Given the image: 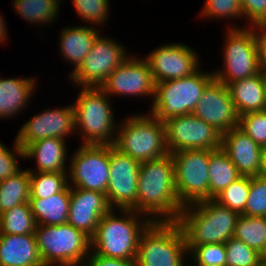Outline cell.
<instances>
[{"label": "cell", "mask_w": 266, "mask_h": 266, "mask_svg": "<svg viewBox=\"0 0 266 266\" xmlns=\"http://www.w3.org/2000/svg\"><path fill=\"white\" fill-rule=\"evenodd\" d=\"M137 189L138 213L144 217L147 213L155 214L160 216V220L155 217L158 221H178L184 206L178 200L175 165L170 153L158 159L141 162Z\"/></svg>", "instance_id": "obj_1"}, {"label": "cell", "mask_w": 266, "mask_h": 266, "mask_svg": "<svg viewBox=\"0 0 266 266\" xmlns=\"http://www.w3.org/2000/svg\"><path fill=\"white\" fill-rule=\"evenodd\" d=\"M239 216L214 199L185 205L177 222L184 232L188 252L196 245L225 244L233 237Z\"/></svg>", "instance_id": "obj_2"}, {"label": "cell", "mask_w": 266, "mask_h": 266, "mask_svg": "<svg viewBox=\"0 0 266 266\" xmlns=\"http://www.w3.org/2000/svg\"><path fill=\"white\" fill-rule=\"evenodd\" d=\"M113 211L111 209L100 219L96 232L91 238L93 247L91 250L94 249L92 253L108 258L135 261L142 233L153 221L158 220L146 217L142 223L137 220V215L142 214L135 210H120V213H125L123 217H118Z\"/></svg>", "instance_id": "obj_3"}, {"label": "cell", "mask_w": 266, "mask_h": 266, "mask_svg": "<svg viewBox=\"0 0 266 266\" xmlns=\"http://www.w3.org/2000/svg\"><path fill=\"white\" fill-rule=\"evenodd\" d=\"M189 253L186 238L177 221H153L142 233L136 266H184Z\"/></svg>", "instance_id": "obj_4"}, {"label": "cell", "mask_w": 266, "mask_h": 266, "mask_svg": "<svg viewBox=\"0 0 266 266\" xmlns=\"http://www.w3.org/2000/svg\"><path fill=\"white\" fill-rule=\"evenodd\" d=\"M117 127L113 146L131 158L144 162L169 154L165 125L151 113L134 115Z\"/></svg>", "instance_id": "obj_5"}, {"label": "cell", "mask_w": 266, "mask_h": 266, "mask_svg": "<svg viewBox=\"0 0 266 266\" xmlns=\"http://www.w3.org/2000/svg\"><path fill=\"white\" fill-rule=\"evenodd\" d=\"M81 90L73 108L75 128L83 131V144L113 145L116 138L113 132L117 129L109 95L101 87H83Z\"/></svg>", "instance_id": "obj_6"}, {"label": "cell", "mask_w": 266, "mask_h": 266, "mask_svg": "<svg viewBox=\"0 0 266 266\" xmlns=\"http://www.w3.org/2000/svg\"><path fill=\"white\" fill-rule=\"evenodd\" d=\"M35 236L44 266H81L91 250V239L68 223L38 225Z\"/></svg>", "instance_id": "obj_7"}, {"label": "cell", "mask_w": 266, "mask_h": 266, "mask_svg": "<svg viewBox=\"0 0 266 266\" xmlns=\"http://www.w3.org/2000/svg\"><path fill=\"white\" fill-rule=\"evenodd\" d=\"M214 78L212 73L197 70L188 77L156 83L151 114L160 122L194 112L207 84Z\"/></svg>", "instance_id": "obj_8"}, {"label": "cell", "mask_w": 266, "mask_h": 266, "mask_svg": "<svg viewBox=\"0 0 266 266\" xmlns=\"http://www.w3.org/2000/svg\"><path fill=\"white\" fill-rule=\"evenodd\" d=\"M251 28V29H250ZM229 28L224 47V70L213 73L225 85L260 73V35L265 30L256 27ZM257 31V32H256ZM259 33V34H258Z\"/></svg>", "instance_id": "obj_9"}, {"label": "cell", "mask_w": 266, "mask_h": 266, "mask_svg": "<svg viewBox=\"0 0 266 266\" xmlns=\"http://www.w3.org/2000/svg\"><path fill=\"white\" fill-rule=\"evenodd\" d=\"M175 165L178 200L185 206L209 199V150H183L171 154Z\"/></svg>", "instance_id": "obj_10"}, {"label": "cell", "mask_w": 266, "mask_h": 266, "mask_svg": "<svg viewBox=\"0 0 266 266\" xmlns=\"http://www.w3.org/2000/svg\"><path fill=\"white\" fill-rule=\"evenodd\" d=\"M164 125L170 154L183 150L221 148L222 134L192 113L168 119Z\"/></svg>", "instance_id": "obj_11"}, {"label": "cell", "mask_w": 266, "mask_h": 266, "mask_svg": "<svg viewBox=\"0 0 266 266\" xmlns=\"http://www.w3.org/2000/svg\"><path fill=\"white\" fill-rule=\"evenodd\" d=\"M127 52L116 41L98 36L91 51L76 71L70 74L75 85L100 87L109 75L127 59Z\"/></svg>", "instance_id": "obj_12"}, {"label": "cell", "mask_w": 266, "mask_h": 266, "mask_svg": "<svg viewBox=\"0 0 266 266\" xmlns=\"http://www.w3.org/2000/svg\"><path fill=\"white\" fill-rule=\"evenodd\" d=\"M71 163L70 187L106 194L110 177L109 145L82 144L73 154Z\"/></svg>", "instance_id": "obj_13"}, {"label": "cell", "mask_w": 266, "mask_h": 266, "mask_svg": "<svg viewBox=\"0 0 266 266\" xmlns=\"http://www.w3.org/2000/svg\"><path fill=\"white\" fill-rule=\"evenodd\" d=\"M141 162L109 145L110 177L106 198L111 209L137 212V180Z\"/></svg>", "instance_id": "obj_14"}, {"label": "cell", "mask_w": 266, "mask_h": 266, "mask_svg": "<svg viewBox=\"0 0 266 266\" xmlns=\"http://www.w3.org/2000/svg\"><path fill=\"white\" fill-rule=\"evenodd\" d=\"M192 114L221 134L239 125V116L228 87L215 77L207 84Z\"/></svg>", "instance_id": "obj_15"}, {"label": "cell", "mask_w": 266, "mask_h": 266, "mask_svg": "<svg viewBox=\"0 0 266 266\" xmlns=\"http://www.w3.org/2000/svg\"><path fill=\"white\" fill-rule=\"evenodd\" d=\"M108 95H149L155 97L154 82L150 64L146 59L127 57L100 86Z\"/></svg>", "instance_id": "obj_16"}, {"label": "cell", "mask_w": 266, "mask_h": 266, "mask_svg": "<svg viewBox=\"0 0 266 266\" xmlns=\"http://www.w3.org/2000/svg\"><path fill=\"white\" fill-rule=\"evenodd\" d=\"M196 52L181 43L162 45L155 49L146 60L150 64L155 84L166 80L188 77L199 68Z\"/></svg>", "instance_id": "obj_17"}, {"label": "cell", "mask_w": 266, "mask_h": 266, "mask_svg": "<svg viewBox=\"0 0 266 266\" xmlns=\"http://www.w3.org/2000/svg\"><path fill=\"white\" fill-rule=\"evenodd\" d=\"M75 129L74 108L44 110L26 122L18 132L17 142L21 148L40 139L56 137L65 139Z\"/></svg>", "instance_id": "obj_18"}, {"label": "cell", "mask_w": 266, "mask_h": 266, "mask_svg": "<svg viewBox=\"0 0 266 266\" xmlns=\"http://www.w3.org/2000/svg\"><path fill=\"white\" fill-rule=\"evenodd\" d=\"M110 210L106 194L71 187L67 223L82 231L90 239L95 234L100 219Z\"/></svg>", "instance_id": "obj_19"}, {"label": "cell", "mask_w": 266, "mask_h": 266, "mask_svg": "<svg viewBox=\"0 0 266 266\" xmlns=\"http://www.w3.org/2000/svg\"><path fill=\"white\" fill-rule=\"evenodd\" d=\"M221 148L227 153L241 176L259 175L262 147L239 127L222 134Z\"/></svg>", "instance_id": "obj_20"}, {"label": "cell", "mask_w": 266, "mask_h": 266, "mask_svg": "<svg viewBox=\"0 0 266 266\" xmlns=\"http://www.w3.org/2000/svg\"><path fill=\"white\" fill-rule=\"evenodd\" d=\"M0 266H44L35 234H0Z\"/></svg>", "instance_id": "obj_21"}, {"label": "cell", "mask_w": 266, "mask_h": 266, "mask_svg": "<svg viewBox=\"0 0 266 266\" xmlns=\"http://www.w3.org/2000/svg\"><path fill=\"white\" fill-rule=\"evenodd\" d=\"M238 116L266 110V77L260 72L227 85Z\"/></svg>", "instance_id": "obj_22"}, {"label": "cell", "mask_w": 266, "mask_h": 266, "mask_svg": "<svg viewBox=\"0 0 266 266\" xmlns=\"http://www.w3.org/2000/svg\"><path fill=\"white\" fill-rule=\"evenodd\" d=\"M66 148L64 139H40L24 148V158L35 159L38 172H66Z\"/></svg>", "instance_id": "obj_23"}, {"label": "cell", "mask_w": 266, "mask_h": 266, "mask_svg": "<svg viewBox=\"0 0 266 266\" xmlns=\"http://www.w3.org/2000/svg\"><path fill=\"white\" fill-rule=\"evenodd\" d=\"M70 190L67 185L61 192L48 198H30L31 211L38 225L66 224L70 210Z\"/></svg>", "instance_id": "obj_24"}, {"label": "cell", "mask_w": 266, "mask_h": 266, "mask_svg": "<svg viewBox=\"0 0 266 266\" xmlns=\"http://www.w3.org/2000/svg\"><path fill=\"white\" fill-rule=\"evenodd\" d=\"M99 30L93 27L79 26L65 28L61 32L60 50L67 61L75 64L74 71H76L82 64L84 58L91 51L96 38L100 35Z\"/></svg>", "instance_id": "obj_25"}, {"label": "cell", "mask_w": 266, "mask_h": 266, "mask_svg": "<svg viewBox=\"0 0 266 266\" xmlns=\"http://www.w3.org/2000/svg\"><path fill=\"white\" fill-rule=\"evenodd\" d=\"M36 81L31 78L0 77V118L15 115L21 108H25L33 93Z\"/></svg>", "instance_id": "obj_26"}, {"label": "cell", "mask_w": 266, "mask_h": 266, "mask_svg": "<svg viewBox=\"0 0 266 266\" xmlns=\"http://www.w3.org/2000/svg\"><path fill=\"white\" fill-rule=\"evenodd\" d=\"M239 177L236 166L222 148L209 150V199H214Z\"/></svg>", "instance_id": "obj_27"}, {"label": "cell", "mask_w": 266, "mask_h": 266, "mask_svg": "<svg viewBox=\"0 0 266 266\" xmlns=\"http://www.w3.org/2000/svg\"><path fill=\"white\" fill-rule=\"evenodd\" d=\"M30 175L21 170L14 176L0 181V214L23 203H29Z\"/></svg>", "instance_id": "obj_28"}, {"label": "cell", "mask_w": 266, "mask_h": 266, "mask_svg": "<svg viewBox=\"0 0 266 266\" xmlns=\"http://www.w3.org/2000/svg\"><path fill=\"white\" fill-rule=\"evenodd\" d=\"M37 224L29 203H23L0 214V234H35Z\"/></svg>", "instance_id": "obj_29"}, {"label": "cell", "mask_w": 266, "mask_h": 266, "mask_svg": "<svg viewBox=\"0 0 266 266\" xmlns=\"http://www.w3.org/2000/svg\"><path fill=\"white\" fill-rule=\"evenodd\" d=\"M233 237L260 252L266 243V217H249L240 214Z\"/></svg>", "instance_id": "obj_30"}, {"label": "cell", "mask_w": 266, "mask_h": 266, "mask_svg": "<svg viewBox=\"0 0 266 266\" xmlns=\"http://www.w3.org/2000/svg\"><path fill=\"white\" fill-rule=\"evenodd\" d=\"M16 12L30 23H46L55 21L60 8V0H14Z\"/></svg>", "instance_id": "obj_31"}, {"label": "cell", "mask_w": 266, "mask_h": 266, "mask_svg": "<svg viewBox=\"0 0 266 266\" xmlns=\"http://www.w3.org/2000/svg\"><path fill=\"white\" fill-rule=\"evenodd\" d=\"M66 172H33L30 175V198H48L68 185Z\"/></svg>", "instance_id": "obj_32"}, {"label": "cell", "mask_w": 266, "mask_h": 266, "mask_svg": "<svg viewBox=\"0 0 266 266\" xmlns=\"http://www.w3.org/2000/svg\"><path fill=\"white\" fill-rule=\"evenodd\" d=\"M250 183L251 177L241 176L219 193L214 200L241 214L245 210Z\"/></svg>", "instance_id": "obj_33"}, {"label": "cell", "mask_w": 266, "mask_h": 266, "mask_svg": "<svg viewBox=\"0 0 266 266\" xmlns=\"http://www.w3.org/2000/svg\"><path fill=\"white\" fill-rule=\"evenodd\" d=\"M226 266H259V252L234 237L225 243Z\"/></svg>", "instance_id": "obj_34"}, {"label": "cell", "mask_w": 266, "mask_h": 266, "mask_svg": "<svg viewBox=\"0 0 266 266\" xmlns=\"http://www.w3.org/2000/svg\"><path fill=\"white\" fill-rule=\"evenodd\" d=\"M242 215L266 217V178L251 177L250 190Z\"/></svg>", "instance_id": "obj_35"}, {"label": "cell", "mask_w": 266, "mask_h": 266, "mask_svg": "<svg viewBox=\"0 0 266 266\" xmlns=\"http://www.w3.org/2000/svg\"><path fill=\"white\" fill-rule=\"evenodd\" d=\"M238 127L257 145L266 146V110L239 116Z\"/></svg>", "instance_id": "obj_36"}, {"label": "cell", "mask_w": 266, "mask_h": 266, "mask_svg": "<svg viewBox=\"0 0 266 266\" xmlns=\"http://www.w3.org/2000/svg\"><path fill=\"white\" fill-rule=\"evenodd\" d=\"M189 252L196 266H226L225 244L196 245Z\"/></svg>", "instance_id": "obj_37"}, {"label": "cell", "mask_w": 266, "mask_h": 266, "mask_svg": "<svg viewBox=\"0 0 266 266\" xmlns=\"http://www.w3.org/2000/svg\"><path fill=\"white\" fill-rule=\"evenodd\" d=\"M75 10L86 22L104 23L109 11V0H73Z\"/></svg>", "instance_id": "obj_38"}, {"label": "cell", "mask_w": 266, "mask_h": 266, "mask_svg": "<svg viewBox=\"0 0 266 266\" xmlns=\"http://www.w3.org/2000/svg\"><path fill=\"white\" fill-rule=\"evenodd\" d=\"M202 11V15L209 18L243 17L241 0H206Z\"/></svg>", "instance_id": "obj_39"}, {"label": "cell", "mask_w": 266, "mask_h": 266, "mask_svg": "<svg viewBox=\"0 0 266 266\" xmlns=\"http://www.w3.org/2000/svg\"><path fill=\"white\" fill-rule=\"evenodd\" d=\"M14 144V149L10 151L3 143H0V181L14 176L21 171L17 164L16 155H19L21 158L24 157V149L19 146L17 139Z\"/></svg>", "instance_id": "obj_40"}, {"label": "cell", "mask_w": 266, "mask_h": 266, "mask_svg": "<svg viewBox=\"0 0 266 266\" xmlns=\"http://www.w3.org/2000/svg\"><path fill=\"white\" fill-rule=\"evenodd\" d=\"M241 8L253 27L266 31V0H241Z\"/></svg>", "instance_id": "obj_41"}, {"label": "cell", "mask_w": 266, "mask_h": 266, "mask_svg": "<svg viewBox=\"0 0 266 266\" xmlns=\"http://www.w3.org/2000/svg\"><path fill=\"white\" fill-rule=\"evenodd\" d=\"M86 261L88 263H84V266H136L135 261L108 258L95 253L88 254Z\"/></svg>", "instance_id": "obj_42"}, {"label": "cell", "mask_w": 266, "mask_h": 266, "mask_svg": "<svg viewBox=\"0 0 266 266\" xmlns=\"http://www.w3.org/2000/svg\"><path fill=\"white\" fill-rule=\"evenodd\" d=\"M260 71L266 77V31L260 35Z\"/></svg>", "instance_id": "obj_43"}, {"label": "cell", "mask_w": 266, "mask_h": 266, "mask_svg": "<svg viewBox=\"0 0 266 266\" xmlns=\"http://www.w3.org/2000/svg\"><path fill=\"white\" fill-rule=\"evenodd\" d=\"M258 176L266 178V146L262 147L261 150V162H260V170Z\"/></svg>", "instance_id": "obj_44"}, {"label": "cell", "mask_w": 266, "mask_h": 266, "mask_svg": "<svg viewBox=\"0 0 266 266\" xmlns=\"http://www.w3.org/2000/svg\"><path fill=\"white\" fill-rule=\"evenodd\" d=\"M4 19L2 18V16H0V42L2 41L3 42V40H4V42H5V40H6V36H8L7 35V31H6V27H5V24H4V22L5 21H3Z\"/></svg>", "instance_id": "obj_45"}, {"label": "cell", "mask_w": 266, "mask_h": 266, "mask_svg": "<svg viewBox=\"0 0 266 266\" xmlns=\"http://www.w3.org/2000/svg\"><path fill=\"white\" fill-rule=\"evenodd\" d=\"M260 265L266 266V243L263 245L262 249L259 252Z\"/></svg>", "instance_id": "obj_46"}]
</instances>
